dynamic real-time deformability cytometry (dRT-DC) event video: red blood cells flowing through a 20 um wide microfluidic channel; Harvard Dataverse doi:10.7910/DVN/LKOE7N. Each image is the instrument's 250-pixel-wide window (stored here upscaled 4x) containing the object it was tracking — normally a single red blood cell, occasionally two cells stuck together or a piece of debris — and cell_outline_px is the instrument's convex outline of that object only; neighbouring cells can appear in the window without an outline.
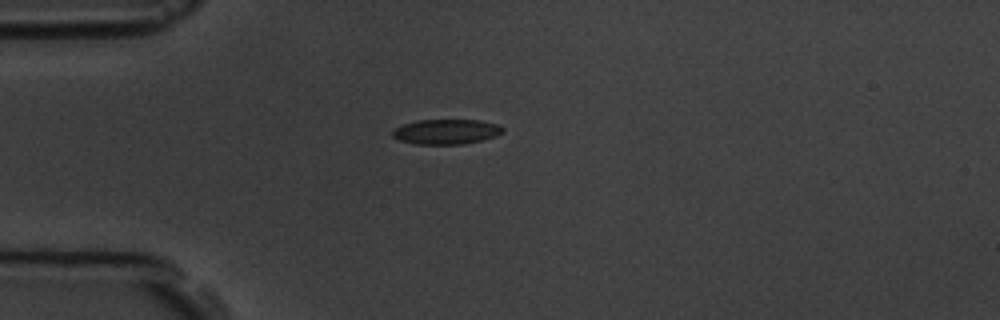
{"species": "common noctule bat (a hibernating species)", "species_latin": "Nyctalus noctula", "temperature_condition": "room temperature", "stored_images_in_passage": 3, "camera_frame_rate_fps": 3000, "um_per_image_px": 0.085, "animal": {"sex": "male", "body_mass_g": 19.5, "forearm_length_mm": 54.6}, "frame": {"image": 1, "passage_image": 1, "time_ms": 0.0, "image_size_px": [1000, 320], "cell_outline_px": [[504, 132], [496, 136], [464, 144], [416, 144], [400, 140], [392, 136], [392, 132], [396, 128], [404, 124], [416, 120], [480, 120], [496, 124], [504, 128]], "centroid_in_image_um": [37.94, 11.19], "position_along_channel_um": 47.1, "area_um2": 15.95}}
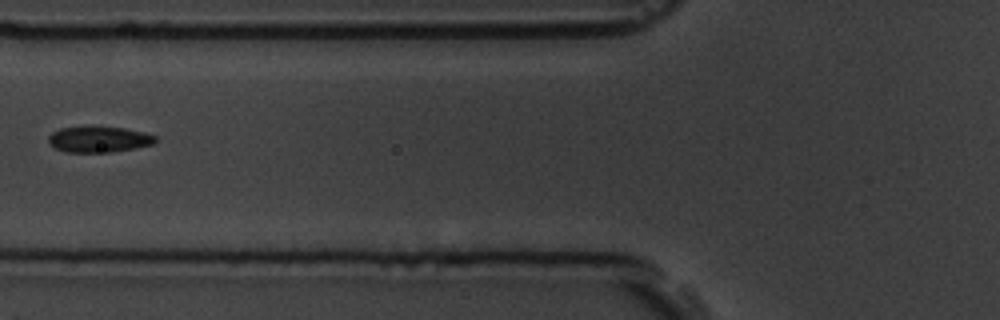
{"frame": {"image": 2, "passage_image": 3, "time_ms": 2.333, "image_size_px": [1000, 320], "cell_outline_px": [[156, 140], [152, 144], [136, 148], [108, 152], [64, 152], [48, 144], [48, 136], [52, 132], [60, 128], [124, 128], [144, 132], [156, 136]], "centroid_in_image_um": [8.38, 11.87], "position_along_channel_um": 117.4, "area_um2": 15.78}}